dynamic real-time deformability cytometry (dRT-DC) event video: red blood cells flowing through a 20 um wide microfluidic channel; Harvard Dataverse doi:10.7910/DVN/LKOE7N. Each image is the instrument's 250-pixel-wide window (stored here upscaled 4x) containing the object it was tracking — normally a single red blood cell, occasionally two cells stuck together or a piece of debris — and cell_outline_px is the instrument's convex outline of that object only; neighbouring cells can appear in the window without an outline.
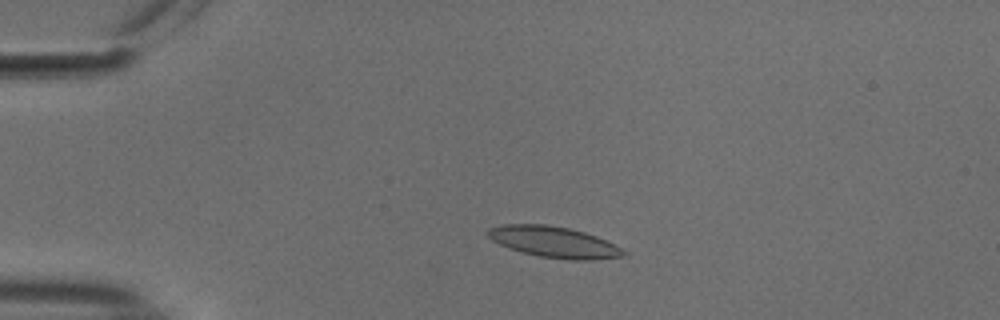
{"species": "common noctule bat (a hibernating species)", "species_latin": "Nyctalus noctula", "temperature_condition": "cold", "stored_images_in_passage": 47, "camera_frame_rate_fps": 3000, "um_per_image_px": 0.085, "animal": {"sex": "male", "body_mass_g": 18.8}, "frame": {"image": 1, "passage_image": 11, "time_ms": 3.333, "image_size_px": [1000, 320], "cell_outline_px": [[628, 256], [592, 260], [572, 260], [540, 256], [508, 248], [492, 240], [488, 236], [488, 228], [504, 224], [544, 224], [568, 228], [584, 232], [596, 236], [628, 252]], "centroid_in_image_um": [47.1, 20.57], "position_along_channel_um": 37.9, "area_um2": 24.33}}
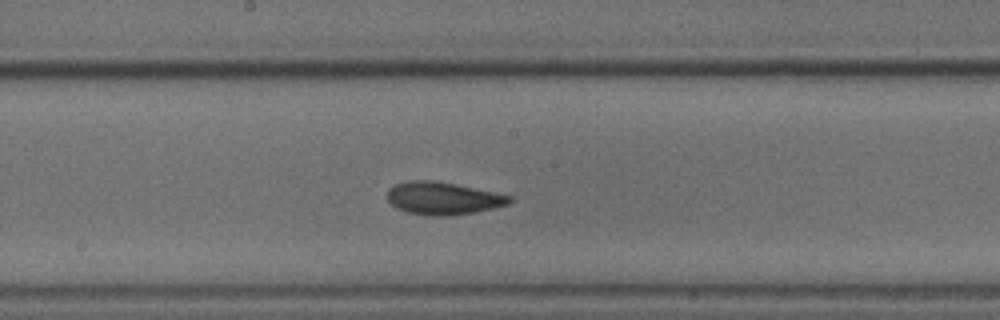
{"frame": {"image": 2, "passage_image": 28, "time_ms": 9.0, "image_size_px": [1000, 320], "cell_outline_px": [[512, 200], [508, 204], [476, 212], [448, 216], [436, 216], [408, 212], [396, 208], [388, 200], [388, 188], [396, 184], [408, 180], [432, 180], [456, 184], [512, 196]], "centroid_in_image_um": [37.64, 16.85], "position_along_channel_um": 210.6, "area_um2": 23.06}}
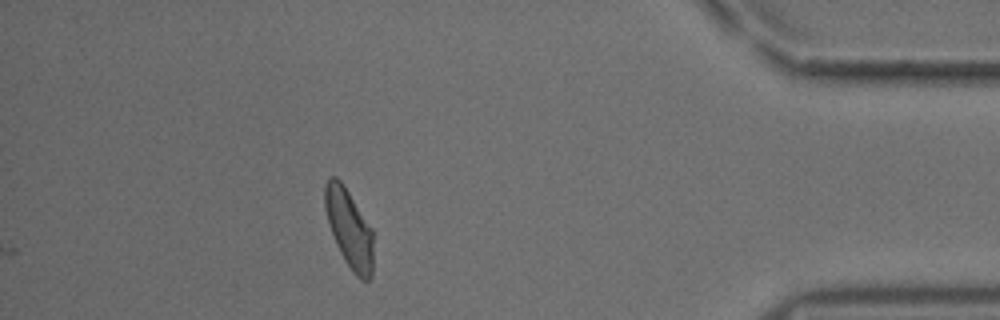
{"frame": {"image": 3, "passage_image": 47, "time_ms": 15.333, "image_size_px": [1000, 320], "cell_outline_px": [[372, 276], [368, 280], [360, 280], [352, 272], [344, 260], [336, 244], [324, 208], [324, 184], [328, 176], [336, 176], [340, 180], [372, 228]], "centroid_in_image_um": [29.66, 19.41], "position_along_channel_um": 405.5, "area_um2": 22.02}, "authors_computed_cell_mechanics": {"area_um2": 22.7732, "velocity_mm_per_s": 3.7358, "shape_relaxation_time_tau1_ms": 5.5683, "shape_relaxation_time_tau2_ms": 2.8249, "deformation_change_tau1": 0.1406, "deformation_change_tau2": 0.0843}}